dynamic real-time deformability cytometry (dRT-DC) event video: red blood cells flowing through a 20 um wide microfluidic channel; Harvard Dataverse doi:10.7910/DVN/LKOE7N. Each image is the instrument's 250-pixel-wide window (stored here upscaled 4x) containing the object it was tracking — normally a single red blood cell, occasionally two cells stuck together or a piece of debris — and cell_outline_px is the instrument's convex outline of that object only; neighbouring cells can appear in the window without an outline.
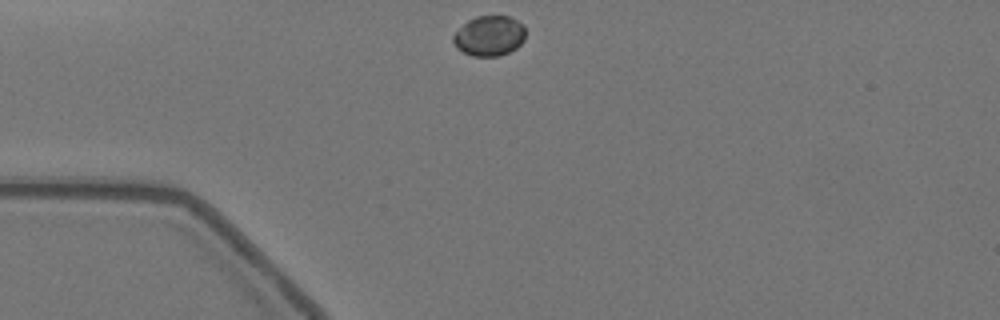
{"species": "Egyptian fruit bat (a non-hibernating species)", "species_latin": "Rousettus aegyptiacus", "temperature_condition": "warm", "stored_images_in_passage": 32, "camera_frame_rate_fps": 3000, "um_per_image_px": 0.085, "animal": {"sex": "female"}, "frame": {"image": 1, "passage_image": 1, "time_ms": 0.0, "image_size_px": [1000, 320], "cell_outline_px": [[524, 40], [516, 48], [500, 56], [472, 56], [456, 48], [452, 40], [452, 36], [468, 20], [476, 16], [508, 16], [524, 24]], "centroid_in_image_um": [41.58, 3.05], "position_along_channel_um": 43.4, "area_um2": 16.88}}
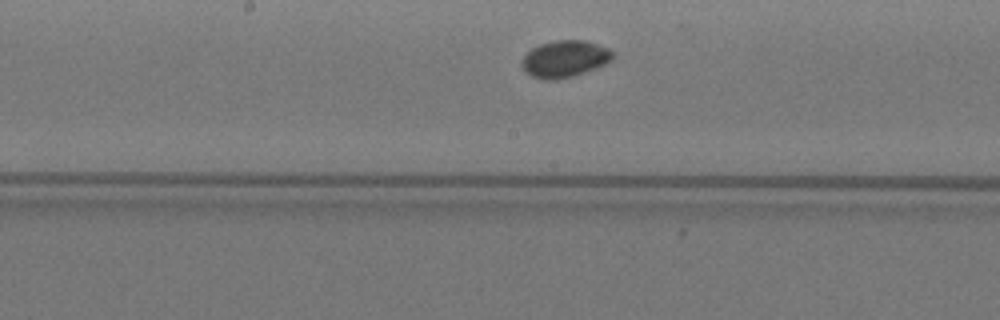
{"frame": {"image": 2, "passage_image": 16, "time_ms": 5.0, "image_size_px": [1000, 320], "cell_outline_px": [[612, 60], [604, 64], [584, 72], [572, 76], [556, 80], [548, 80], [532, 76], [520, 64], [524, 56], [532, 48], [540, 44], [556, 40], [584, 40], [608, 48], [612, 52]], "centroid_in_image_um": [47.99, 5.0], "position_along_channel_um": 200.2, "area_um2": 19.13}}
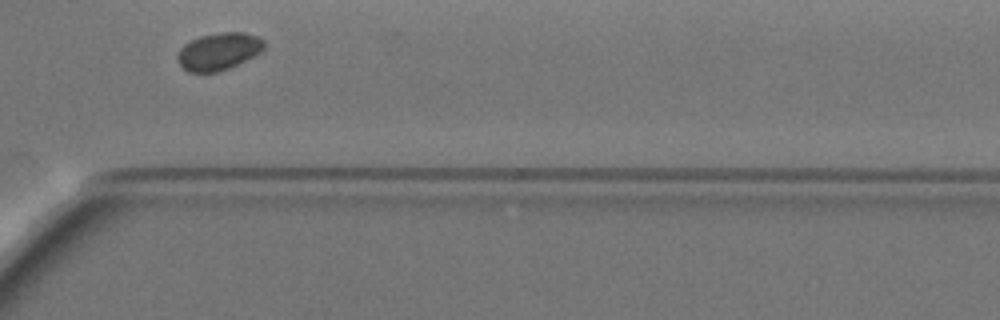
{"frame": {"image": 3, "passage_image": 29, "time_ms": 9.333, "image_size_px": [1000, 320], "cell_outline_px": [[264, 48], [260, 52], [228, 68], [216, 72], [188, 72], [180, 64], [176, 56], [180, 48], [184, 44], [200, 36], [224, 32], [244, 32], [256, 36], [264, 40]], "centroid_in_image_um": [18.57, 4.36], "position_along_channel_um": 352.0, "area_um2": 18.5}, "authors_computed_cell_mechanics": {"area_um2": 18.8428, "velocity_mm_per_s": 3.5093, "shape_relaxation_time_tau1_ms": 2.3785, "shape_relaxation_time_tau2_ms": null, "deformation_change_tau1": 0.0445, "deformation_change_tau2": null}}